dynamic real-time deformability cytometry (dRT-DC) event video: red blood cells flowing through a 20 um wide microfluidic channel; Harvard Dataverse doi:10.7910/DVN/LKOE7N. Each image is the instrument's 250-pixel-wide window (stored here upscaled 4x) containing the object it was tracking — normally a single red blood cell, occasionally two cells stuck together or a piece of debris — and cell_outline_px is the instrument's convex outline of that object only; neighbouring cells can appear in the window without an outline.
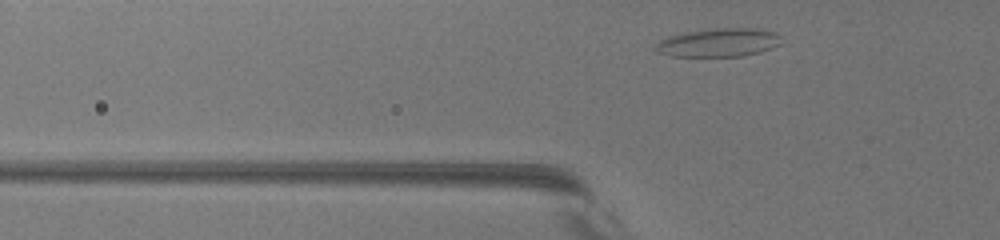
{"species": "common noctule bat (a hibernating species)", "species_latin": "Nyctalus noctula", "temperature_condition": "warm", "stored_images_in_passage": 23, "camera_frame_rate_fps": 3000, "um_per_image_px": 0.085, "animal": {"sex": "female", "body_mass_g": 19.5, "forearm_length_mm": 54.1}, "frame": {"image": 1, "passage_image": 4, "time_ms": 1.0, "image_size_px": [1000, 240], "cell_outline_px": [[780, 44], [760, 52], [744, 56], [668, 56], [656, 52], [652, 48], [652, 44], [668, 36], [684, 32], [720, 28], [752, 28], [776, 32], [780, 36]], "centroid_in_image_um": [61.01, 3.62], "position_along_channel_um": 64.8, "area_um2": 21.04}}
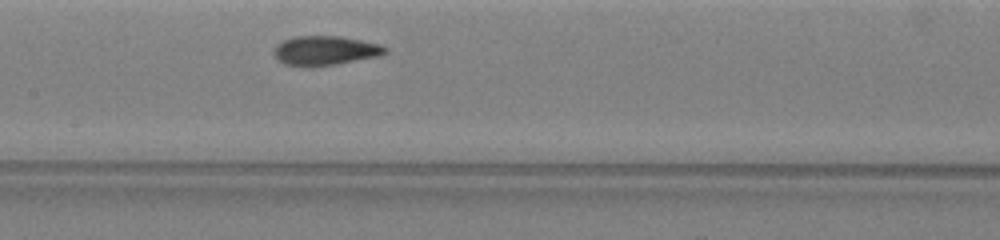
{"frame": {"image": 2, "passage_image": 14, "time_ms": 4.333, "image_size_px": [1000, 240], "cell_outline_px": [[388, 52], [380, 56], [336, 64], [284, 64], [276, 60], [272, 52], [272, 48], [276, 44], [292, 36], [340, 36], [380, 44], [388, 48]], "centroid_in_image_um": [27.63, 4.26], "position_along_channel_um": 179.8, "area_um2": 18.79}}
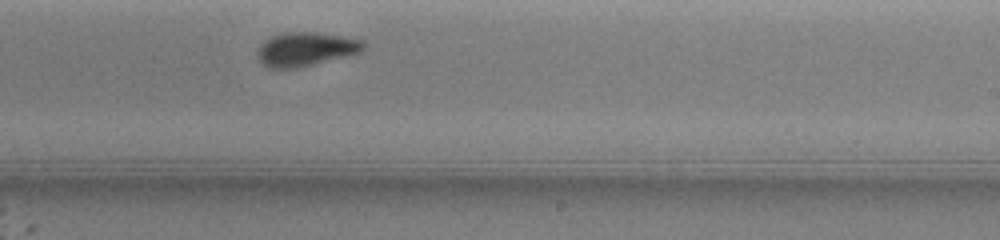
{"frame": {"image": 3, "passage_image": 21, "time_ms": 6.667, "image_size_px": [1000, 240], "cell_outline_px": [[364, 48], [360, 52], [352, 56], [296, 68], [268, 68], [260, 60], [256, 52], [260, 44], [264, 40], [272, 36], [284, 32], [316, 32], [340, 36], [360, 40], [364, 44]], "centroid_in_image_um": [25.98, 4.18], "position_along_channel_um": 263.0, "area_um2": 20.98}}